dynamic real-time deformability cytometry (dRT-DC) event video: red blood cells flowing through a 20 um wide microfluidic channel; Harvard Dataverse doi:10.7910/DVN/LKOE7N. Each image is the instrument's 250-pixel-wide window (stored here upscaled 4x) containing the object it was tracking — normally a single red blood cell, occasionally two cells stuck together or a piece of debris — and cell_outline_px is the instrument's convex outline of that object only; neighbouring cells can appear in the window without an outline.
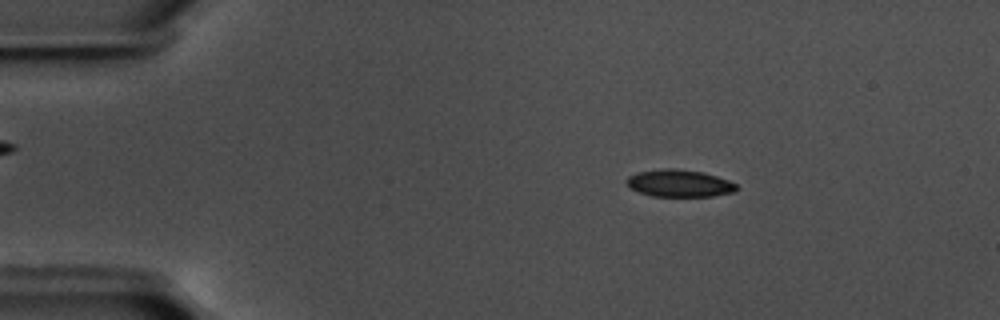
{"species": "common noctule bat (a hibernating species)", "species_latin": "Nyctalus noctula", "temperature_condition": "warm", "stored_images_in_passage": 57, "camera_frame_rate_fps": 3000, "um_per_image_px": 0.085, "animal": {"sex": "male", "body_mass_g": 17.5, "forearm_length_mm": 52.3}, "frame": {"image": 1, "passage_image": 10, "time_ms": 3.0, "image_size_px": [1000, 320], "cell_outline_px": [[736, 192], [712, 196], [652, 196], [640, 192], [632, 188], [624, 180], [628, 176], [636, 172], [664, 168], [672, 168], [704, 172], [728, 180], [736, 184]], "centroid_in_image_um": [57.74, 15.57], "position_along_channel_um": 27.3, "area_um2": 17.4}}
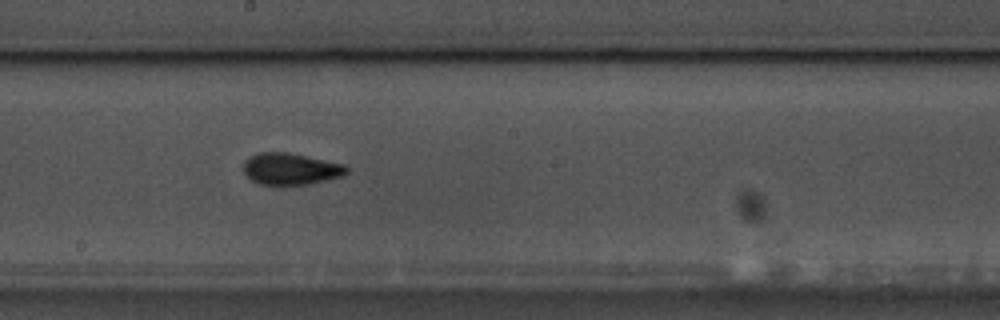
{"frame": {"image": 2, "passage_image": 32, "time_ms": 10.333, "image_size_px": [1000, 320], "cell_outline_px": [[348, 172], [344, 176], [308, 184], [256, 184], [244, 172], [244, 160], [260, 152], [288, 152], [344, 164], [348, 168]], "centroid_in_image_um": [24.72, 14.35], "position_along_channel_um": 223.5, "area_um2": 18.9}}
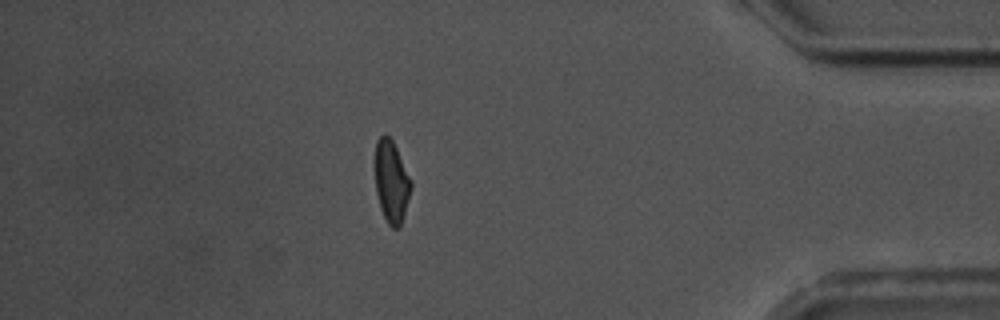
{"frame": {"image": 3, "passage_image": 50, "time_ms": 16.333, "image_size_px": [1000, 320], "cell_outline_px": [[412, 188], [400, 228], [392, 228], [388, 224], [380, 208], [376, 192], [372, 164], [372, 160], [376, 140], [384, 132], [392, 140], [412, 180]], "centroid_in_image_um": [33.22, 15.38], "position_along_channel_um": 402.0, "area_um2": 17.98}, "authors_computed_cell_mechanics": {"area_um2": 17.918, "velocity_mm_per_s": 3.6114, "shape_relaxation_time_tau1_ms": 4.4447, "shape_relaxation_time_tau2_ms": 2.1303, "deformation_change_tau1": 0.1425, "deformation_change_tau2": 0.0812}}